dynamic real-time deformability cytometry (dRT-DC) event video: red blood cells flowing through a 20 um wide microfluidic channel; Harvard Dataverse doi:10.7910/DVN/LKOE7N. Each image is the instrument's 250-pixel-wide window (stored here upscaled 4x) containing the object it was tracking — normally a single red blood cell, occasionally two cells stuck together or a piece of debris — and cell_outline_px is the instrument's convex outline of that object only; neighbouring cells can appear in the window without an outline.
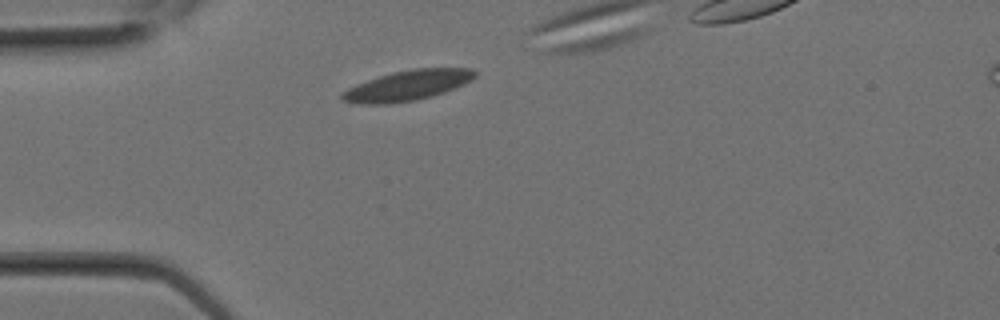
{"species": "Egyptian fruit bat (a non-hibernating species)", "species_latin": "Rousettus aegyptiacus", "temperature_condition": "room temperature", "stored_images_in_passage": 2, "camera_frame_rate_fps": 3000, "um_per_image_px": 0.085, "animal": {"sex": "female"}, "frame": {"image": 1, "passage_image": 1, "time_ms": 0.0, "image_size_px": [1000, 320], "cell_outline_px": [[476, 76], [472, 80], [464, 84], [444, 92], [412, 100], [384, 104], [364, 104], [344, 100], [340, 96], [340, 92], [356, 84], [392, 72], [412, 68], [472, 68], [476, 72]], "centroid_in_image_um": [34.65, 7.24], "position_along_channel_um": 50.4, "area_um2": 23.06}}